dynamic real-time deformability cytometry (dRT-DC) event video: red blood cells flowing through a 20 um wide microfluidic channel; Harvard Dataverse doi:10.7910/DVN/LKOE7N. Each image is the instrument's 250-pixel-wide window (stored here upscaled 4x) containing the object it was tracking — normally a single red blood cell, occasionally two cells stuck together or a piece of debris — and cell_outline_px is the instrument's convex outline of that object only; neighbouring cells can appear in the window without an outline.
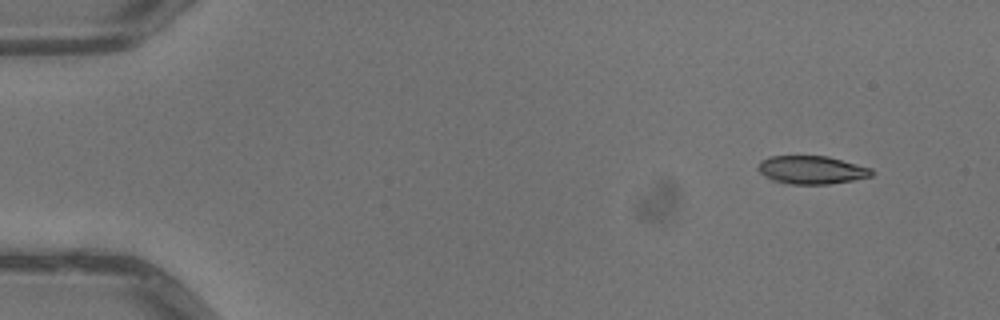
{"species": "common noctule bat (a hibernating species)", "species_latin": "Nyctalus noctula", "temperature_condition": "warm", "stored_images_in_passage": 4, "camera_frame_rate_fps": 3000, "um_per_image_px": 0.085, "animal": {"sex": "male", "body_mass_g": 13.3}, "frame": {"image": 1, "passage_image": 1, "time_ms": 0.0, "image_size_px": [1000, 320], "cell_outline_px": [[872, 176], [852, 180], [828, 184], [788, 184], [772, 180], [760, 172], [756, 168], [760, 160], [772, 156], [828, 156], [872, 168]], "centroid_in_image_um": [68.97, 14.44], "position_along_channel_um": 16.0, "area_um2": 18.61}}
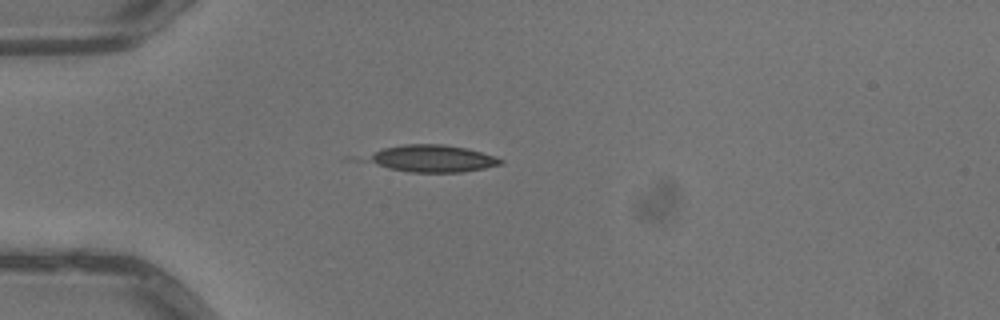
{"frame": {"image": 2, "passage_image": 4, "time_ms": 1.0, "image_size_px": [1000, 320], "cell_outline_px": [[504, 164], [484, 168], [460, 172], [408, 172], [340, 160], [344, 156], [404, 144], [444, 144], [468, 148], [496, 156], [504, 160]], "centroid_in_image_um": [36.23, 13.47], "position_along_channel_um": 48.8, "area_um2": 23.24}}